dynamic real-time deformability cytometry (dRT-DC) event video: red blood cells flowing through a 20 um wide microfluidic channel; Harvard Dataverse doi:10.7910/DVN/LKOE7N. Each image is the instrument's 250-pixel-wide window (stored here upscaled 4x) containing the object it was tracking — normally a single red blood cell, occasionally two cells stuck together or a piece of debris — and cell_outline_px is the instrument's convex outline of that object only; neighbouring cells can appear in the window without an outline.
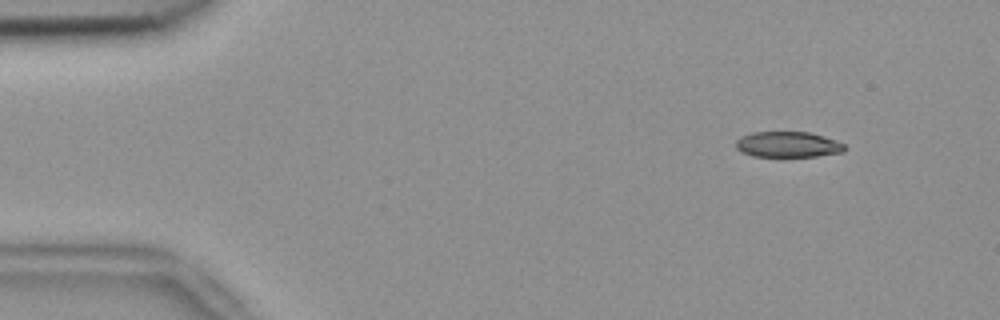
{"species": "common noctule bat (a hibernating species)", "species_latin": "Nyctalus noctula", "temperature_condition": "room temperature", "stored_images_in_passage": 49, "camera_frame_rate_fps": 3000, "um_per_image_px": 0.085, "animal": {"sex": "female", "body_mass_g": 18.4}, "frame": {"image": 1, "passage_image": 1, "time_ms": 0.0, "image_size_px": [1000, 320], "cell_outline_px": [[844, 152], [816, 156], [752, 156], [740, 152], [736, 148], [736, 140], [740, 136], [752, 132], [808, 132], [824, 136], [836, 140], [844, 144]], "centroid_in_image_um": [66.94, 12.28], "position_along_channel_um": 18.1, "area_um2": 16.3}}
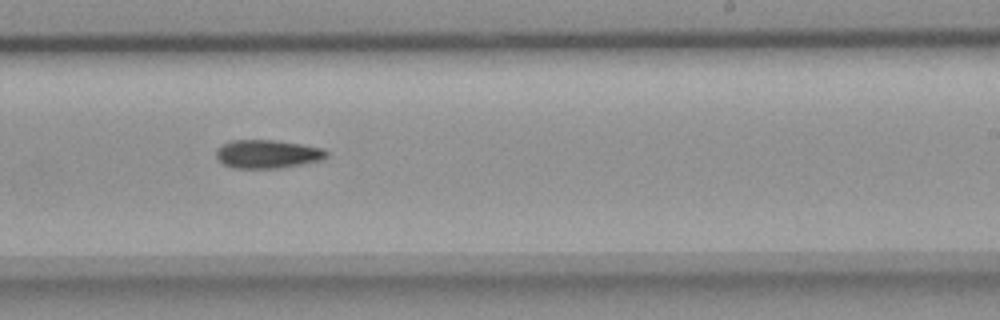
{"frame": {"image": 2, "passage_image": 28, "time_ms": 9.0, "image_size_px": [1000, 320], "cell_outline_px": [[328, 156], [320, 160], [300, 164], [276, 168], [232, 168], [224, 164], [216, 156], [216, 148], [232, 140], [276, 140], [324, 148], [328, 152]], "centroid_in_image_um": [22.73, 13.08], "position_along_channel_um": 266.3, "area_um2": 18.15}}
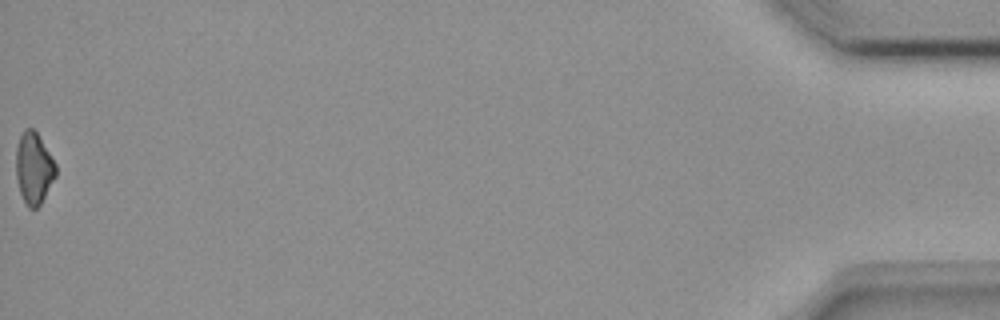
{"frame": {"image": 3, "passage_image": 49, "time_ms": 16.0, "image_size_px": [1000, 320], "cell_outline_px": [[56, 176], [40, 204], [36, 208], [28, 208], [20, 192], [16, 176], [16, 144], [24, 128], [32, 128], [36, 132], [56, 164]], "centroid_in_image_um": [2.86, 14.28], "position_along_channel_um": 432.3, "area_um2": 16.42}}